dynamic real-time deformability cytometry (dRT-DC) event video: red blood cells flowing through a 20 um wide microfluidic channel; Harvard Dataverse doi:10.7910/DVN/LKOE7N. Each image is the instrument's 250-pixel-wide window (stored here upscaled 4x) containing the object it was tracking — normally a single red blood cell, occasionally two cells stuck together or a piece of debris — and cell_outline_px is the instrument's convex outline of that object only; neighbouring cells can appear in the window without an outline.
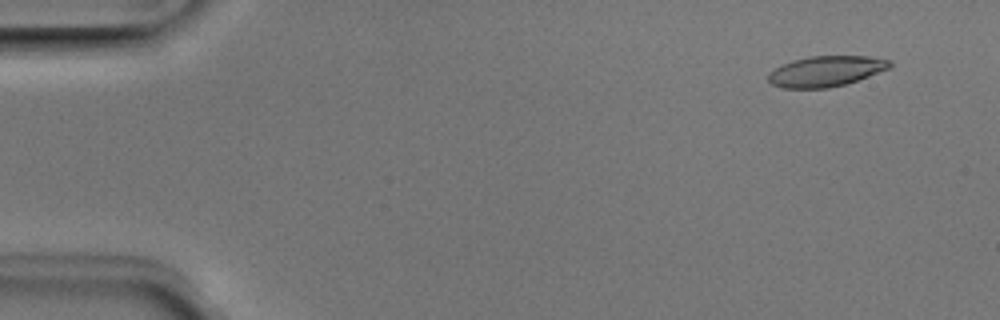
{"species": "Egyptian fruit bat (a non-hibernating species)", "species_latin": "Rousettus aegyptiacus", "temperature_condition": "room temperature", "stored_images_in_passage": 51, "camera_frame_rate_fps": 3000, "um_per_image_px": 0.085, "animal": {"sex": "male"}, "frame": {"image": 1, "passage_image": 4, "time_ms": 1.0, "image_size_px": [1000, 320], "cell_outline_px": [[892, 64], [888, 68], [868, 76], [844, 84], [828, 88], [784, 88], [772, 84], [768, 80], [768, 76], [776, 68], [792, 60], [812, 56], [868, 56], [888, 60]], "centroid_in_image_um": [70.19, 6.05], "position_along_channel_um": 14.8, "area_um2": 21.15}}
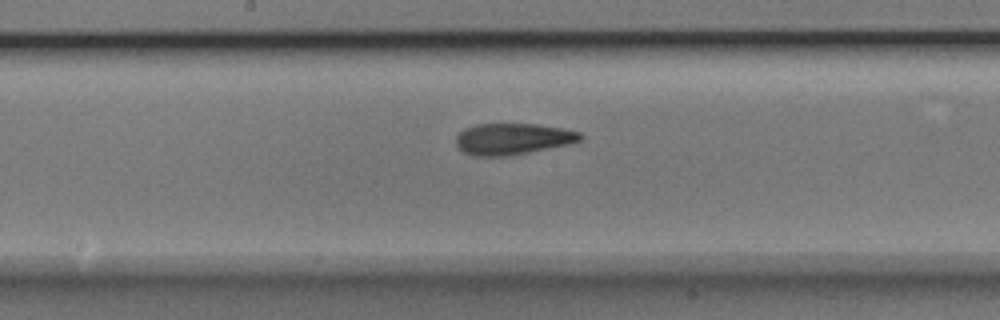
{"frame": {"image": 2, "passage_image": 27, "time_ms": 8.667, "image_size_px": [1000, 320], "cell_outline_px": [[584, 136], [580, 140], [568, 144], [508, 156], [472, 156], [464, 152], [456, 144], [456, 136], [464, 128], [476, 124], [536, 124], [560, 128], [580, 132]], "centroid_in_image_um": [43.55, 11.8], "position_along_channel_um": 204.7, "area_um2": 22.54}}
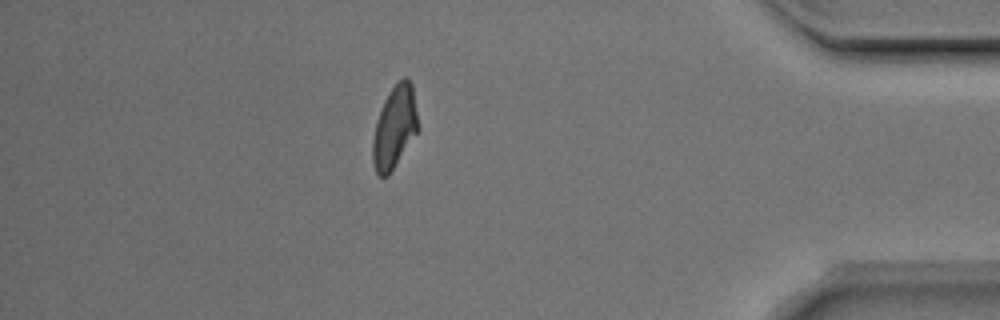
{"frame": {"image": 3, "passage_image": 45, "time_ms": 14.667, "image_size_px": [1000, 320], "cell_outline_px": [[420, 128], [388, 176], [380, 176], [376, 172], [372, 160], [372, 140], [376, 120], [384, 100], [388, 92], [404, 76], [408, 76], [412, 84]], "centroid_in_image_um": [33.55, 10.79], "position_along_channel_um": 401.7, "area_um2": 21.91}, "authors_computed_cell_mechanics": {"area_um2": 22.1952, "velocity_mm_per_s": 3.9395, "shape_relaxation_time_tau1_ms": 4.5621, "shape_relaxation_time_tau2_ms": 1.9533, "deformation_change_tau1": 0.1974, "deformation_change_tau2": 0.1069}}